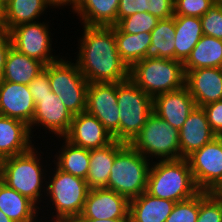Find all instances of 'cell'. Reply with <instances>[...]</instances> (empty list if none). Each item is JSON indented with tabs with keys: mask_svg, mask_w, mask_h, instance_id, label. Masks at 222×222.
I'll return each mask as SVG.
<instances>
[{
	"mask_svg": "<svg viewBox=\"0 0 222 222\" xmlns=\"http://www.w3.org/2000/svg\"><path fill=\"white\" fill-rule=\"evenodd\" d=\"M123 142L113 140L110 144L90 150L89 172L86 177L90 189L106 188L116 154L125 146Z\"/></svg>",
	"mask_w": 222,
	"mask_h": 222,
	"instance_id": "obj_22",
	"label": "cell"
},
{
	"mask_svg": "<svg viewBox=\"0 0 222 222\" xmlns=\"http://www.w3.org/2000/svg\"><path fill=\"white\" fill-rule=\"evenodd\" d=\"M149 13L158 19L174 16V0H149Z\"/></svg>",
	"mask_w": 222,
	"mask_h": 222,
	"instance_id": "obj_40",
	"label": "cell"
},
{
	"mask_svg": "<svg viewBox=\"0 0 222 222\" xmlns=\"http://www.w3.org/2000/svg\"><path fill=\"white\" fill-rule=\"evenodd\" d=\"M210 193L216 198L222 199V179L219 183L210 191Z\"/></svg>",
	"mask_w": 222,
	"mask_h": 222,
	"instance_id": "obj_44",
	"label": "cell"
},
{
	"mask_svg": "<svg viewBox=\"0 0 222 222\" xmlns=\"http://www.w3.org/2000/svg\"><path fill=\"white\" fill-rule=\"evenodd\" d=\"M117 105L120 110L119 142L130 144L153 112V98L128 79L117 83Z\"/></svg>",
	"mask_w": 222,
	"mask_h": 222,
	"instance_id": "obj_7",
	"label": "cell"
},
{
	"mask_svg": "<svg viewBox=\"0 0 222 222\" xmlns=\"http://www.w3.org/2000/svg\"><path fill=\"white\" fill-rule=\"evenodd\" d=\"M28 88L34 103L52 92L48 76V65L30 82Z\"/></svg>",
	"mask_w": 222,
	"mask_h": 222,
	"instance_id": "obj_37",
	"label": "cell"
},
{
	"mask_svg": "<svg viewBox=\"0 0 222 222\" xmlns=\"http://www.w3.org/2000/svg\"><path fill=\"white\" fill-rule=\"evenodd\" d=\"M48 7L52 8L46 0H5L0 28L9 32L17 25L36 22Z\"/></svg>",
	"mask_w": 222,
	"mask_h": 222,
	"instance_id": "obj_23",
	"label": "cell"
},
{
	"mask_svg": "<svg viewBox=\"0 0 222 222\" xmlns=\"http://www.w3.org/2000/svg\"><path fill=\"white\" fill-rule=\"evenodd\" d=\"M200 20L203 35L222 40V5L213 4Z\"/></svg>",
	"mask_w": 222,
	"mask_h": 222,
	"instance_id": "obj_35",
	"label": "cell"
},
{
	"mask_svg": "<svg viewBox=\"0 0 222 222\" xmlns=\"http://www.w3.org/2000/svg\"><path fill=\"white\" fill-rule=\"evenodd\" d=\"M85 111L95 116L113 139L119 141L117 83H89Z\"/></svg>",
	"mask_w": 222,
	"mask_h": 222,
	"instance_id": "obj_11",
	"label": "cell"
},
{
	"mask_svg": "<svg viewBox=\"0 0 222 222\" xmlns=\"http://www.w3.org/2000/svg\"><path fill=\"white\" fill-rule=\"evenodd\" d=\"M129 79L154 98L185 86L183 62L166 58H145L129 69Z\"/></svg>",
	"mask_w": 222,
	"mask_h": 222,
	"instance_id": "obj_5",
	"label": "cell"
},
{
	"mask_svg": "<svg viewBox=\"0 0 222 222\" xmlns=\"http://www.w3.org/2000/svg\"><path fill=\"white\" fill-rule=\"evenodd\" d=\"M72 120L73 115L65 107L59 96L51 92L35 103V112L29 129L32 137L33 129L43 127L42 129L46 131L45 134L49 132L61 139L69 132Z\"/></svg>",
	"mask_w": 222,
	"mask_h": 222,
	"instance_id": "obj_13",
	"label": "cell"
},
{
	"mask_svg": "<svg viewBox=\"0 0 222 222\" xmlns=\"http://www.w3.org/2000/svg\"><path fill=\"white\" fill-rule=\"evenodd\" d=\"M151 161L126 144L115 156L107 189L125 196L129 201L146 192Z\"/></svg>",
	"mask_w": 222,
	"mask_h": 222,
	"instance_id": "obj_6",
	"label": "cell"
},
{
	"mask_svg": "<svg viewBox=\"0 0 222 222\" xmlns=\"http://www.w3.org/2000/svg\"><path fill=\"white\" fill-rule=\"evenodd\" d=\"M49 21L23 23L9 31L12 47L18 52L27 55L45 66L61 58L53 55L51 28Z\"/></svg>",
	"mask_w": 222,
	"mask_h": 222,
	"instance_id": "obj_10",
	"label": "cell"
},
{
	"mask_svg": "<svg viewBox=\"0 0 222 222\" xmlns=\"http://www.w3.org/2000/svg\"><path fill=\"white\" fill-rule=\"evenodd\" d=\"M199 212V193L194 197L176 202L165 222H196Z\"/></svg>",
	"mask_w": 222,
	"mask_h": 222,
	"instance_id": "obj_34",
	"label": "cell"
},
{
	"mask_svg": "<svg viewBox=\"0 0 222 222\" xmlns=\"http://www.w3.org/2000/svg\"><path fill=\"white\" fill-rule=\"evenodd\" d=\"M185 87L198 107L222 100V68L207 67L186 71Z\"/></svg>",
	"mask_w": 222,
	"mask_h": 222,
	"instance_id": "obj_15",
	"label": "cell"
},
{
	"mask_svg": "<svg viewBox=\"0 0 222 222\" xmlns=\"http://www.w3.org/2000/svg\"><path fill=\"white\" fill-rule=\"evenodd\" d=\"M175 20L174 16L160 19L151 31V44L145 58H166L175 60Z\"/></svg>",
	"mask_w": 222,
	"mask_h": 222,
	"instance_id": "obj_31",
	"label": "cell"
},
{
	"mask_svg": "<svg viewBox=\"0 0 222 222\" xmlns=\"http://www.w3.org/2000/svg\"><path fill=\"white\" fill-rule=\"evenodd\" d=\"M53 8H59L62 9L65 6H70L72 10L75 8L78 0H46ZM63 6V7H62Z\"/></svg>",
	"mask_w": 222,
	"mask_h": 222,
	"instance_id": "obj_42",
	"label": "cell"
},
{
	"mask_svg": "<svg viewBox=\"0 0 222 222\" xmlns=\"http://www.w3.org/2000/svg\"><path fill=\"white\" fill-rule=\"evenodd\" d=\"M175 60L184 62L203 36L200 17L174 15Z\"/></svg>",
	"mask_w": 222,
	"mask_h": 222,
	"instance_id": "obj_27",
	"label": "cell"
},
{
	"mask_svg": "<svg viewBox=\"0 0 222 222\" xmlns=\"http://www.w3.org/2000/svg\"><path fill=\"white\" fill-rule=\"evenodd\" d=\"M186 159L198 189L210 192L222 179V136L215 137Z\"/></svg>",
	"mask_w": 222,
	"mask_h": 222,
	"instance_id": "obj_12",
	"label": "cell"
},
{
	"mask_svg": "<svg viewBox=\"0 0 222 222\" xmlns=\"http://www.w3.org/2000/svg\"><path fill=\"white\" fill-rule=\"evenodd\" d=\"M40 217H42V218H40L41 221H39V222H43L42 219L45 217L44 216H40ZM50 220H48L46 222H76V220H52V219H50Z\"/></svg>",
	"mask_w": 222,
	"mask_h": 222,
	"instance_id": "obj_47",
	"label": "cell"
},
{
	"mask_svg": "<svg viewBox=\"0 0 222 222\" xmlns=\"http://www.w3.org/2000/svg\"><path fill=\"white\" fill-rule=\"evenodd\" d=\"M34 112L35 103L28 85L0 80V115L30 125Z\"/></svg>",
	"mask_w": 222,
	"mask_h": 222,
	"instance_id": "obj_17",
	"label": "cell"
},
{
	"mask_svg": "<svg viewBox=\"0 0 222 222\" xmlns=\"http://www.w3.org/2000/svg\"><path fill=\"white\" fill-rule=\"evenodd\" d=\"M4 2L5 0H0V24L4 17Z\"/></svg>",
	"mask_w": 222,
	"mask_h": 222,
	"instance_id": "obj_45",
	"label": "cell"
},
{
	"mask_svg": "<svg viewBox=\"0 0 222 222\" xmlns=\"http://www.w3.org/2000/svg\"><path fill=\"white\" fill-rule=\"evenodd\" d=\"M213 4V0H174V15L202 17Z\"/></svg>",
	"mask_w": 222,
	"mask_h": 222,
	"instance_id": "obj_36",
	"label": "cell"
},
{
	"mask_svg": "<svg viewBox=\"0 0 222 222\" xmlns=\"http://www.w3.org/2000/svg\"><path fill=\"white\" fill-rule=\"evenodd\" d=\"M130 145L151 162L180 159L179 131L154 112Z\"/></svg>",
	"mask_w": 222,
	"mask_h": 222,
	"instance_id": "obj_8",
	"label": "cell"
},
{
	"mask_svg": "<svg viewBox=\"0 0 222 222\" xmlns=\"http://www.w3.org/2000/svg\"><path fill=\"white\" fill-rule=\"evenodd\" d=\"M48 76L52 92L59 96L73 116L86 110L89 82L76 62H71L66 57L59 58L48 64Z\"/></svg>",
	"mask_w": 222,
	"mask_h": 222,
	"instance_id": "obj_9",
	"label": "cell"
},
{
	"mask_svg": "<svg viewBox=\"0 0 222 222\" xmlns=\"http://www.w3.org/2000/svg\"><path fill=\"white\" fill-rule=\"evenodd\" d=\"M199 192L186 158L151 163L146 187V193L149 195L181 202L194 197Z\"/></svg>",
	"mask_w": 222,
	"mask_h": 222,
	"instance_id": "obj_3",
	"label": "cell"
},
{
	"mask_svg": "<svg viewBox=\"0 0 222 222\" xmlns=\"http://www.w3.org/2000/svg\"><path fill=\"white\" fill-rule=\"evenodd\" d=\"M64 138L73 145L89 150L104 147L114 140L103 124L86 111L73 116Z\"/></svg>",
	"mask_w": 222,
	"mask_h": 222,
	"instance_id": "obj_16",
	"label": "cell"
},
{
	"mask_svg": "<svg viewBox=\"0 0 222 222\" xmlns=\"http://www.w3.org/2000/svg\"><path fill=\"white\" fill-rule=\"evenodd\" d=\"M195 107L196 103L185 86L153 98V112L178 131Z\"/></svg>",
	"mask_w": 222,
	"mask_h": 222,
	"instance_id": "obj_18",
	"label": "cell"
},
{
	"mask_svg": "<svg viewBox=\"0 0 222 222\" xmlns=\"http://www.w3.org/2000/svg\"><path fill=\"white\" fill-rule=\"evenodd\" d=\"M196 222H222V199L210 192H199V212Z\"/></svg>",
	"mask_w": 222,
	"mask_h": 222,
	"instance_id": "obj_32",
	"label": "cell"
},
{
	"mask_svg": "<svg viewBox=\"0 0 222 222\" xmlns=\"http://www.w3.org/2000/svg\"><path fill=\"white\" fill-rule=\"evenodd\" d=\"M29 125L0 115V161L29 151L35 144Z\"/></svg>",
	"mask_w": 222,
	"mask_h": 222,
	"instance_id": "obj_20",
	"label": "cell"
},
{
	"mask_svg": "<svg viewBox=\"0 0 222 222\" xmlns=\"http://www.w3.org/2000/svg\"><path fill=\"white\" fill-rule=\"evenodd\" d=\"M46 180L47 205L52 220H76L82 213L90 188L86 180L63 172L57 166ZM51 203V204H50ZM54 208V209H53ZM53 209V210H52ZM55 213V214H54ZM54 214V215H53Z\"/></svg>",
	"mask_w": 222,
	"mask_h": 222,
	"instance_id": "obj_4",
	"label": "cell"
},
{
	"mask_svg": "<svg viewBox=\"0 0 222 222\" xmlns=\"http://www.w3.org/2000/svg\"><path fill=\"white\" fill-rule=\"evenodd\" d=\"M61 148L54 155V165L63 172L86 180L89 172L90 150L71 144L64 137Z\"/></svg>",
	"mask_w": 222,
	"mask_h": 222,
	"instance_id": "obj_29",
	"label": "cell"
},
{
	"mask_svg": "<svg viewBox=\"0 0 222 222\" xmlns=\"http://www.w3.org/2000/svg\"><path fill=\"white\" fill-rule=\"evenodd\" d=\"M215 137L217 135L210 127L205 110L196 106L179 130L180 158H187Z\"/></svg>",
	"mask_w": 222,
	"mask_h": 222,
	"instance_id": "obj_19",
	"label": "cell"
},
{
	"mask_svg": "<svg viewBox=\"0 0 222 222\" xmlns=\"http://www.w3.org/2000/svg\"><path fill=\"white\" fill-rule=\"evenodd\" d=\"M175 203L143 192L129 201L130 222H165Z\"/></svg>",
	"mask_w": 222,
	"mask_h": 222,
	"instance_id": "obj_24",
	"label": "cell"
},
{
	"mask_svg": "<svg viewBox=\"0 0 222 222\" xmlns=\"http://www.w3.org/2000/svg\"><path fill=\"white\" fill-rule=\"evenodd\" d=\"M202 108L206 112L212 131L217 136H222V100L207 104Z\"/></svg>",
	"mask_w": 222,
	"mask_h": 222,
	"instance_id": "obj_39",
	"label": "cell"
},
{
	"mask_svg": "<svg viewBox=\"0 0 222 222\" xmlns=\"http://www.w3.org/2000/svg\"><path fill=\"white\" fill-rule=\"evenodd\" d=\"M0 210L13 222H38L39 208L0 180ZM37 220V221H36Z\"/></svg>",
	"mask_w": 222,
	"mask_h": 222,
	"instance_id": "obj_25",
	"label": "cell"
},
{
	"mask_svg": "<svg viewBox=\"0 0 222 222\" xmlns=\"http://www.w3.org/2000/svg\"><path fill=\"white\" fill-rule=\"evenodd\" d=\"M149 0H119V8L117 12V24L128 16L135 13L148 12L149 13Z\"/></svg>",
	"mask_w": 222,
	"mask_h": 222,
	"instance_id": "obj_38",
	"label": "cell"
},
{
	"mask_svg": "<svg viewBox=\"0 0 222 222\" xmlns=\"http://www.w3.org/2000/svg\"><path fill=\"white\" fill-rule=\"evenodd\" d=\"M159 20L160 19L148 12H137L131 16L123 18L117 26L124 33L138 34L140 32H151Z\"/></svg>",
	"mask_w": 222,
	"mask_h": 222,
	"instance_id": "obj_33",
	"label": "cell"
},
{
	"mask_svg": "<svg viewBox=\"0 0 222 222\" xmlns=\"http://www.w3.org/2000/svg\"><path fill=\"white\" fill-rule=\"evenodd\" d=\"M129 217V200L106 188L90 189L77 219H120Z\"/></svg>",
	"mask_w": 222,
	"mask_h": 222,
	"instance_id": "obj_14",
	"label": "cell"
},
{
	"mask_svg": "<svg viewBox=\"0 0 222 222\" xmlns=\"http://www.w3.org/2000/svg\"><path fill=\"white\" fill-rule=\"evenodd\" d=\"M76 222H130V218H120V219H76Z\"/></svg>",
	"mask_w": 222,
	"mask_h": 222,
	"instance_id": "obj_43",
	"label": "cell"
},
{
	"mask_svg": "<svg viewBox=\"0 0 222 222\" xmlns=\"http://www.w3.org/2000/svg\"><path fill=\"white\" fill-rule=\"evenodd\" d=\"M35 145L27 152L1 160L0 180L8 187L31 200L39 210L46 193L47 163L43 166V157ZM42 158V159H41ZM44 183V184H43ZM44 186V187H43ZM42 192V193H41ZM44 193V196H43Z\"/></svg>",
	"mask_w": 222,
	"mask_h": 222,
	"instance_id": "obj_2",
	"label": "cell"
},
{
	"mask_svg": "<svg viewBox=\"0 0 222 222\" xmlns=\"http://www.w3.org/2000/svg\"><path fill=\"white\" fill-rule=\"evenodd\" d=\"M45 65L11 47L0 80L29 85L30 82L42 71Z\"/></svg>",
	"mask_w": 222,
	"mask_h": 222,
	"instance_id": "obj_26",
	"label": "cell"
},
{
	"mask_svg": "<svg viewBox=\"0 0 222 222\" xmlns=\"http://www.w3.org/2000/svg\"><path fill=\"white\" fill-rule=\"evenodd\" d=\"M82 26L84 31L78 40L79 51L75 61L84 78L89 83L128 80L129 67L117 51L114 26Z\"/></svg>",
	"mask_w": 222,
	"mask_h": 222,
	"instance_id": "obj_1",
	"label": "cell"
},
{
	"mask_svg": "<svg viewBox=\"0 0 222 222\" xmlns=\"http://www.w3.org/2000/svg\"><path fill=\"white\" fill-rule=\"evenodd\" d=\"M117 51L129 69L137 62L145 59L147 47L151 44V32L138 34L124 33L114 26Z\"/></svg>",
	"mask_w": 222,
	"mask_h": 222,
	"instance_id": "obj_30",
	"label": "cell"
},
{
	"mask_svg": "<svg viewBox=\"0 0 222 222\" xmlns=\"http://www.w3.org/2000/svg\"><path fill=\"white\" fill-rule=\"evenodd\" d=\"M12 47V41L9 32L0 28V79L2 77L7 54Z\"/></svg>",
	"mask_w": 222,
	"mask_h": 222,
	"instance_id": "obj_41",
	"label": "cell"
},
{
	"mask_svg": "<svg viewBox=\"0 0 222 222\" xmlns=\"http://www.w3.org/2000/svg\"><path fill=\"white\" fill-rule=\"evenodd\" d=\"M184 72L199 68H222V40L203 35L183 62Z\"/></svg>",
	"mask_w": 222,
	"mask_h": 222,
	"instance_id": "obj_28",
	"label": "cell"
},
{
	"mask_svg": "<svg viewBox=\"0 0 222 222\" xmlns=\"http://www.w3.org/2000/svg\"><path fill=\"white\" fill-rule=\"evenodd\" d=\"M0 222H13V221L0 210Z\"/></svg>",
	"mask_w": 222,
	"mask_h": 222,
	"instance_id": "obj_46",
	"label": "cell"
},
{
	"mask_svg": "<svg viewBox=\"0 0 222 222\" xmlns=\"http://www.w3.org/2000/svg\"><path fill=\"white\" fill-rule=\"evenodd\" d=\"M119 0H78L73 14L82 25L112 27L117 25Z\"/></svg>",
	"mask_w": 222,
	"mask_h": 222,
	"instance_id": "obj_21",
	"label": "cell"
},
{
	"mask_svg": "<svg viewBox=\"0 0 222 222\" xmlns=\"http://www.w3.org/2000/svg\"><path fill=\"white\" fill-rule=\"evenodd\" d=\"M214 4H220L222 5V0H213Z\"/></svg>",
	"mask_w": 222,
	"mask_h": 222,
	"instance_id": "obj_48",
	"label": "cell"
}]
</instances>
